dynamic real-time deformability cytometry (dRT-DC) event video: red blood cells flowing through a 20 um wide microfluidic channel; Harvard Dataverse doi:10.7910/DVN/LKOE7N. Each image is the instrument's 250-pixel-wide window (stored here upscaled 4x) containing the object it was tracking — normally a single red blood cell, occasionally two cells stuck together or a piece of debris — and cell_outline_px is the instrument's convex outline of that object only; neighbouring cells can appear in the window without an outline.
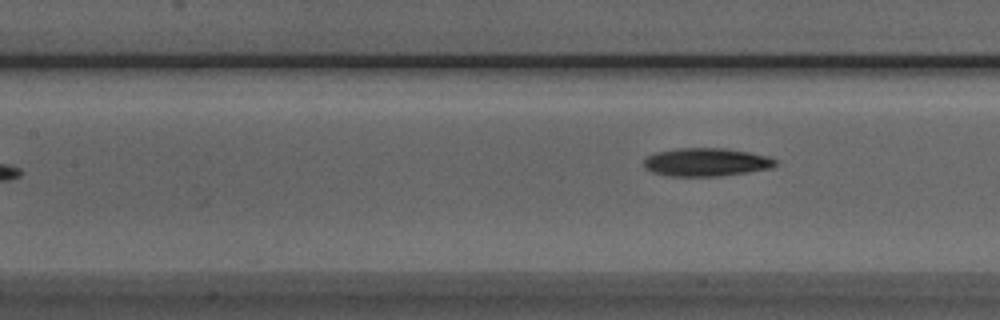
{"species": "Egyptian fruit bat (a non-hibernating species)", "species_latin": "Rousettus aegyptiacus", "temperature_condition": "room temperature", "stored_images_in_passage": 7, "camera_frame_rate_fps": 3000, "um_per_image_px": 0.085, "animal": {"sex": "male"}, "frame": {"image": 1, "passage_image": 7, "time_ms": 7.0, "image_size_px": [1000, 320], "cell_outline_px": [[776, 164], [772, 168], [748, 172], [720, 176], [668, 176], [652, 172], [644, 168], [644, 156], [656, 152], [676, 148], [724, 148], [748, 152], [768, 156], [776, 160]], "centroid_in_image_um": [59.99, 13.78], "position_along_channel_um": 147.4, "area_um2": 21.79}}